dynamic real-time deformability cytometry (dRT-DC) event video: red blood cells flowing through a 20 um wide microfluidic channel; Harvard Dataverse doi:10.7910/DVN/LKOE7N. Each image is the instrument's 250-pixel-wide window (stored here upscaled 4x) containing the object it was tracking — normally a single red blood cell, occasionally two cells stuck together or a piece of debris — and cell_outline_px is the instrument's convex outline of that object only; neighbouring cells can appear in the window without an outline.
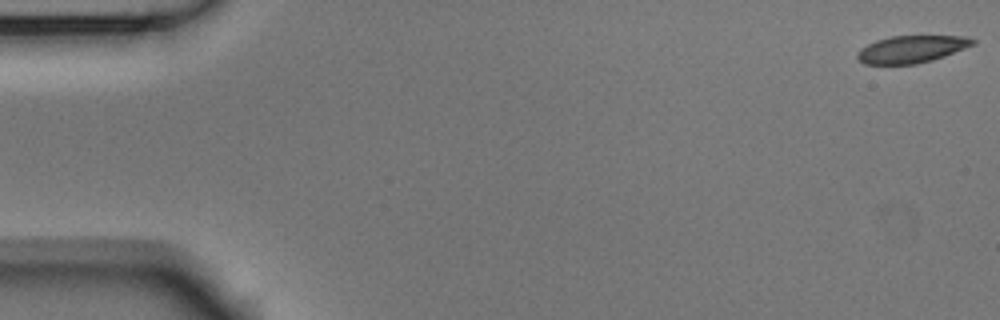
{"species": "Egyptian fruit bat (a non-hibernating species)", "species_latin": "Rousettus aegyptiacus", "temperature_condition": "room temperature", "stored_images_in_passage": 55, "camera_frame_rate_fps": 3000, "um_per_image_px": 0.085, "animal": {"sex": "male"}, "frame": {"image": 1, "passage_image": 1, "time_ms": 0.0, "image_size_px": [1000, 320], "cell_outline_px": [[976, 44], [944, 56], [932, 60], [916, 64], [864, 64], [856, 56], [868, 44], [876, 40], [892, 36], [968, 36], [976, 40]], "centroid_in_image_um": [77.54, 4.17], "position_along_channel_um": 7.5, "area_um2": 18.15}}
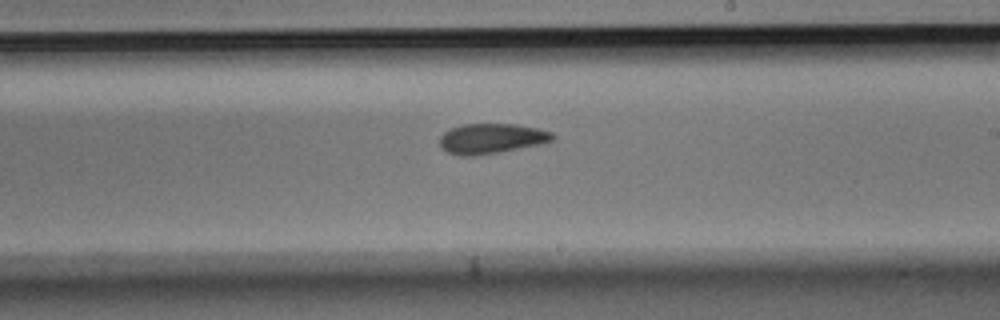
{"frame": {"image": 2, "passage_image": 32, "time_ms": 10.333, "image_size_px": [1000, 320], "cell_outline_px": [[556, 136], [552, 140], [540, 144], [476, 156], [460, 156], [448, 152], [440, 148], [440, 136], [444, 132], [452, 128], [464, 124], [516, 124], [536, 128], [552, 132]], "centroid_in_image_um": [41.75, 11.78], "position_along_channel_um": 247.3, "area_um2": 19.71}}
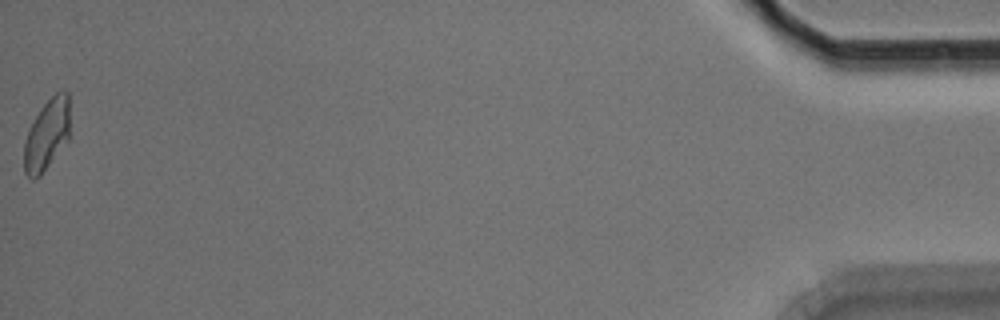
{"frame": {"image": 3, "passage_image": 55, "time_ms": 18.0, "image_size_px": [1000, 320], "cell_outline_px": [[68, 140], [40, 176], [36, 180], [32, 180], [24, 172], [24, 140], [40, 108], [56, 92], [68, 92]], "centroid_in_image_um": [3.95, 11.5], "position_along_channel_um": 431.2, "area_um2": 18.61}, "authors_computed_cell_mechanics": {"area_um2": 19.4786, "velocity_mm_per_s": 3.6783, "shape_relaxation_time_tau1_ms": 8.2554, "shape_relaxation_time_tau2_ms": 4.5978, "deformation_change_tau1": 0.1803, "deformation_change_tau2": 0.1029}}